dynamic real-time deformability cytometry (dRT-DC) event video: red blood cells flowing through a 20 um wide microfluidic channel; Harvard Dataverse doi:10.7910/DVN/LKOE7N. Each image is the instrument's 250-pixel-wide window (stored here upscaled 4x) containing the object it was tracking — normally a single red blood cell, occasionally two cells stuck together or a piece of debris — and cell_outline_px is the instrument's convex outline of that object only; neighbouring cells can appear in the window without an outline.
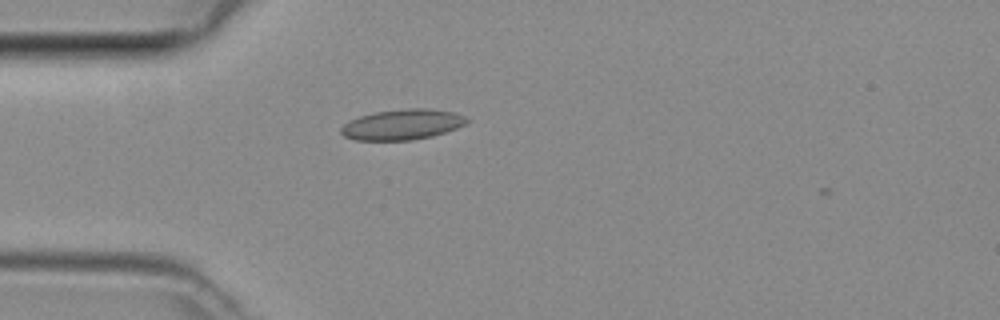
{"species": "common noctule bat (a hibernating species)", "species_latin": "Nyctalus noctula", "temperature_condition": "room temperature", "stored_images_in_passage": 2, "camera_frame_rate_fps": 3000, "um_per_image_px": 0.085, "animal": {"sex": "female", "body_mass_g": 29.2, "forearm_length_mm": 56.3}, "frame": {"image": 1, "passage_image": 1, "time_ms": 0.0, "image_size_px": [1000, 320], "cell_outline_px": [[468, 120], [464, 124], [456, 128], [432, 136], [412, 140], [352, 140], [344, 136], [340, 132], [340, 128], [344, 124], [360, 116], [372, 112], [408, 108], [432, 108], [456, 112], [464, 116]], "centroid_in_image_um": [34.18, 10.57], "position_along_channel_um": 50.8, "area_um2": 22.37}}